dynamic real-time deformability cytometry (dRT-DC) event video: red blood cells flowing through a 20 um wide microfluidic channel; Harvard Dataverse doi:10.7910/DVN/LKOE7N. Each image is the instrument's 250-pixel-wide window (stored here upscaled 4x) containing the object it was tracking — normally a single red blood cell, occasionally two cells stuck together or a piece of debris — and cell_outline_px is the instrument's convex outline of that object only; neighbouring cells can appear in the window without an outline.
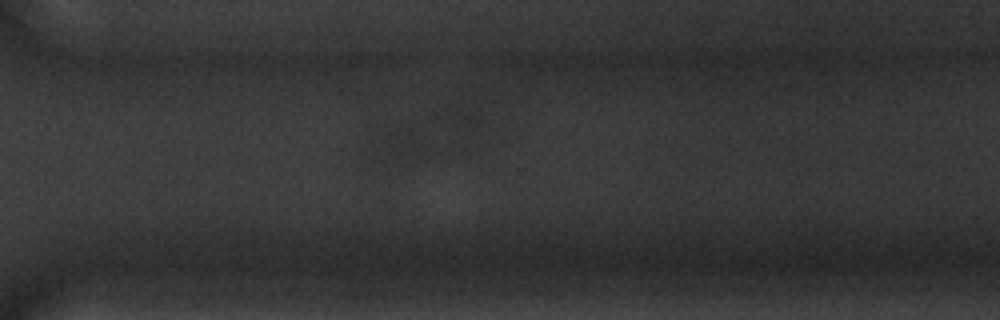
{"species": "common noctule bat (a hibernating species)", "species_latin": "Nyctalus noctula", "temperature_condition": "warm", "stored_images_in_passage": 24, "camera_frame_rate_fps": 3000, "um_per_image_px": 0.085, "animal": {"sex": "male", "body_mass_g": 20.1, "forearm_length_mm": 53.5}, "frame": {"image": 1, "passage_image": 21, "time_ms": 6.667, "image_size_px": [1000, 320], "cell_outline_px": [[432, 144], [416, 160], [396, 168], [384, 164], [384, 160], [388, 132], [408, 120], [420, 120]], "centroid_in_image_um": [34.52, 12.22], "position_along_channel_um": 336.1, "area_um2": 11.39}}
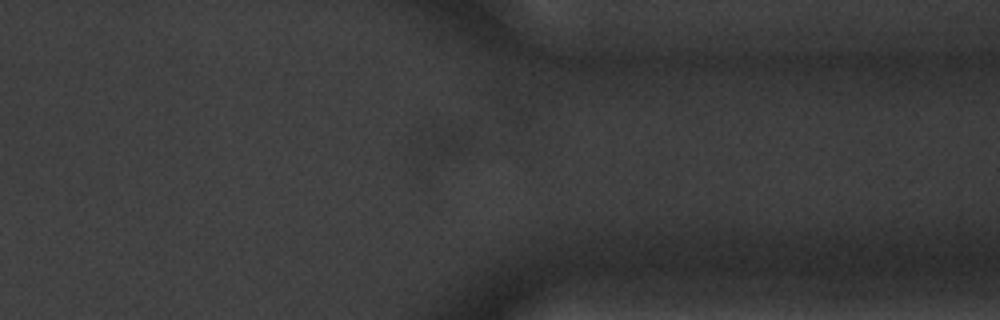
{"frame": {"image": 2, "passage_image": 24, "time_ms": 7.667, "image_size_px": [1000, 320], "cell_outline_px": [[472, 136], [468, 148], [440, 160], [428, 160], [416, 140], [416, 128], [452, 120], [460, 120]], "centroid_in_image_um": [37.66, 11.84], "position_along_channel_um": 373.7, "area_um2": 11.85}}